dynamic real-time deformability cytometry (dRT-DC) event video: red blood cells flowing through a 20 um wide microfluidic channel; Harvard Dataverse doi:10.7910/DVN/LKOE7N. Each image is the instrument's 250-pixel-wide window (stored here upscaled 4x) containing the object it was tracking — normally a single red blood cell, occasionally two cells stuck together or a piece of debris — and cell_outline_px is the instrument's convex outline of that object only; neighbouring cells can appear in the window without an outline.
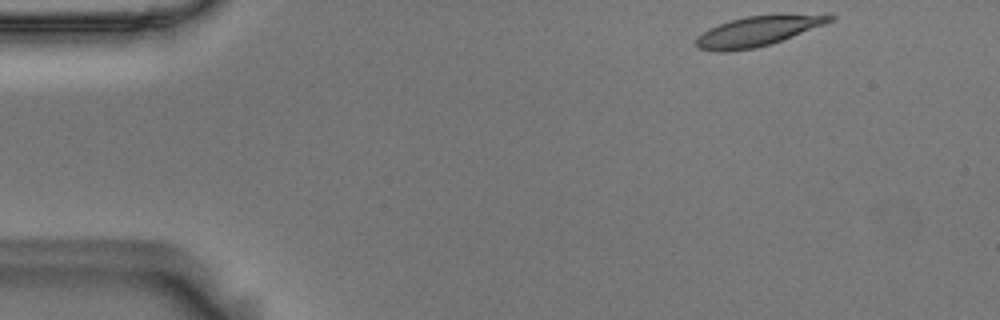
{"species": "Egyptian fruit bat (a non-hibernating species)", "species_latin": "Rousettus aegyptiacus", "temperature_condition": "room temperature", "stored_images_in_passage": 50, "camera_frame_rate_fps": 3000, "um_per_image_px": 0.085, "animal": {"sex": "male"}, "frame": {"image": 1, "passage_image": 1, "time_ms": 0.0, "image_size_px": [1000, 320], "cell_outline_px": [[836, 16], [832, 20], [824, 24], [780, 40], [768, 44], [752, 48], [724, 52], [716, 52], [700, 48], [696, 44], [696, 36], [708, 28], [732, 20], [748, 16], [780, 12]], "centroid_in_image_um": [64.38, 2.61], "position_along_channel_um": 20.6, "area_um2": 23.24}}
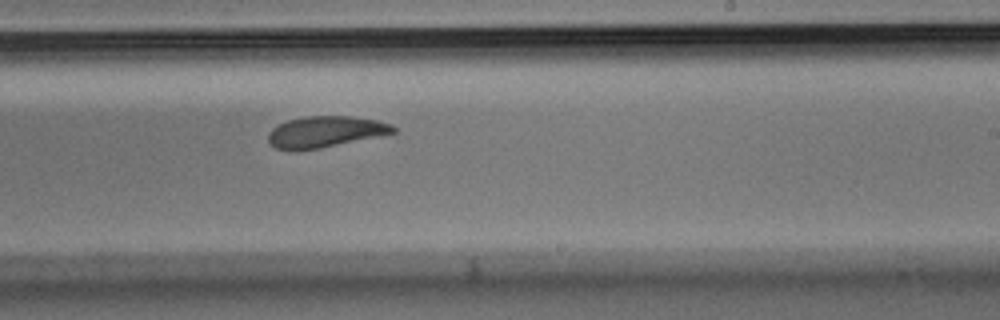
{"frame": {"image": 2, "passage_image": 28, "time_ms": 9.0, "image_size_px": [1000, 320], "cell_outline_px": [[396, 132], [320, 148], [276, 148], [268, 140], [268, 132], [272, 128], [288, 120], [304, 116], [352, 116], [376, 120], [392, 124], [396, 128]], "centroid_in_image_um": [27.68, 11.16], "position_along_channel_um": 261.3, "area_um2": 22.08}}
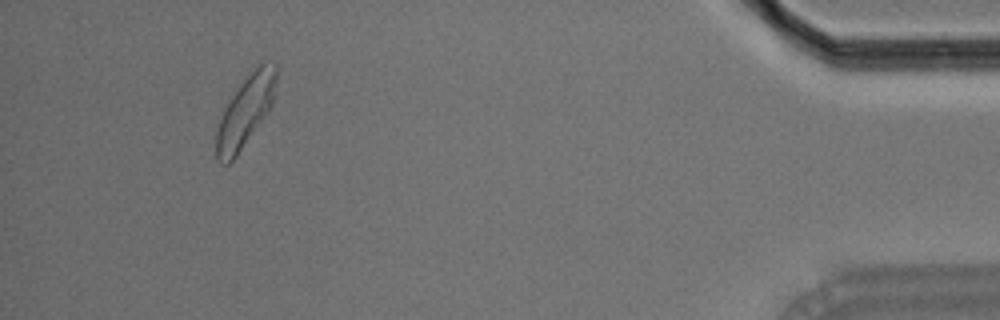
{"frame": {"image": 3, "passage_image": 46, "time_ms": 15.0, "image_size_px": [1000, 320], "cell_outline_px": [[276, 80], [272, 104], [268, 112], [236, 156], [228, 164], [220, 164], [216, 160], [216, 132], [224, 108], [240, 84], [260, 64], [276, 64]], "centroid_in_image_um": [20.83, 9.53], "position_along_channel_um": 414.4, "area_um2": 24.04}, "authors_computed_cell_mechanics": {"area_um2": 23.8136, "velocity_mm_per_s": 3.629, "shape_relaxation_time_tau1_ms": 5.3321, "shape_relaxation_time_tau2_ms": 3.6138, "deformation_change_tau1": 0.145, "deformation_change_tau2": 0.0896}}